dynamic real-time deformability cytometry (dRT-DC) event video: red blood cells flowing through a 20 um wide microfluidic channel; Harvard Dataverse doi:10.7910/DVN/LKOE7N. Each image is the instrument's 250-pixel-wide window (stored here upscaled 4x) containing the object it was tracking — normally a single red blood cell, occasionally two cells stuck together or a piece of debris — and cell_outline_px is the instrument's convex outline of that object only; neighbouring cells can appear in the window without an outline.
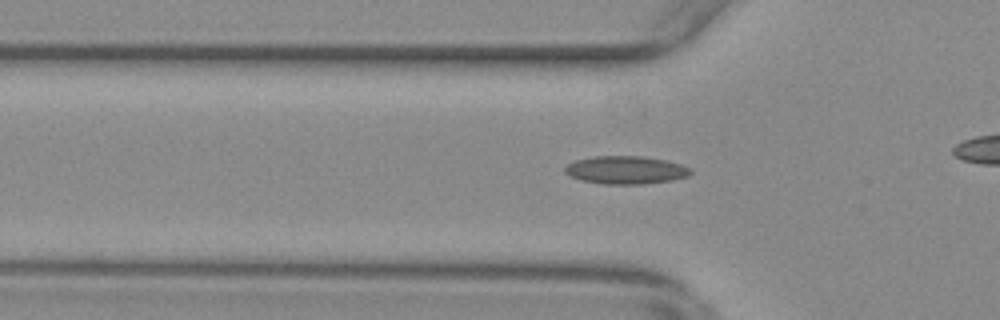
{"species": "common noctule bat (a hibernating species)", "species_latin": "Nyctalus noctula", "temperature_condition": "warm", "stored_images_in_passage": 45, "camera_frame_rate_fps": 3000, "um_per_image_px": 0.085, "animal": {"sex": "female", "body_mass_g": 29.2, "forearm_length_mm": 56.3}, "frame": {"image": 1, "passage_image": 18, "time_ms": 5.667, "image_size_px": [1000, 320], "cell_outline_px": [[692, 172], [688, 176], [672, 180], [644, 184], [604, 184], [580, 180], [564, 172], [564, 168], [568, 164], [576, 160], [596, 156], [644, 156], [664, 160], [680, 164], [692, 168]], "centroid_in_image_um": [53.21, 14.45], "position_along_channel_um": 72.6, "area_um2": 20.46}}
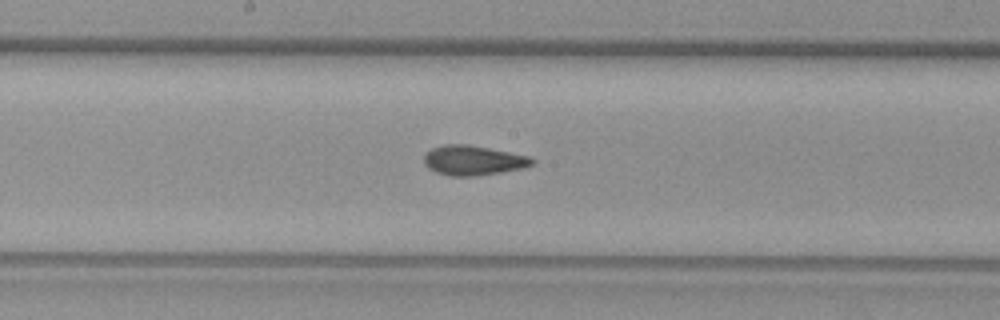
{"frame": {"image": 2, "passage_image": 29, "time_ms": 9.333, "image_size_px": [1000, 320], "cell_outline_px": [[536, 160], [532, 164], [524, 168], [476, 176], [448, 176], [436, 172], [428, 168], [424, 164], [424, 152], [432, 148], [444, 144], [468, 144], [532, 156]], "centroid_in_image_um": [40.22, 13.62], "position_along_channel_um": 208.0, "area_um2": 19.02}}
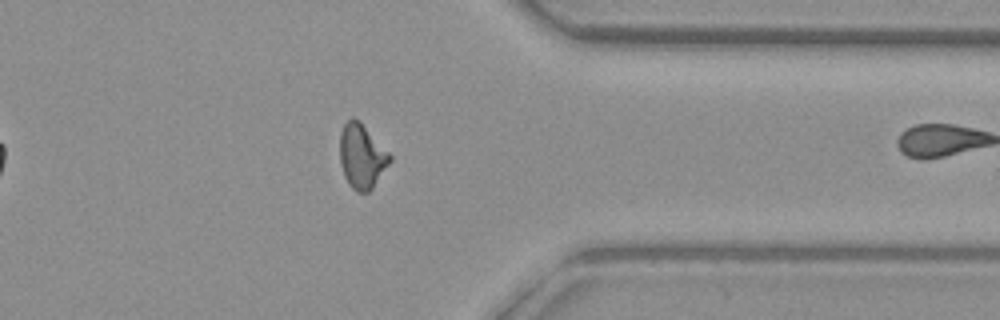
{"frame": {"image": 3, "passage_image": 44, "time_ms": 14.333, "image_size_px": [1000, 320], "cell_outline_px": [[392, 160], [372, 188], [368, 192], [356, 192], [348, 184], [344, 176], [340, 164], [340, 132], [344, 124], [352, 116], [360, 120], [392, 156]], "centroid_in_image_um": [30.74, 13.27], "position_along_channel_um": 380.7, "area_um2": 18.9}}